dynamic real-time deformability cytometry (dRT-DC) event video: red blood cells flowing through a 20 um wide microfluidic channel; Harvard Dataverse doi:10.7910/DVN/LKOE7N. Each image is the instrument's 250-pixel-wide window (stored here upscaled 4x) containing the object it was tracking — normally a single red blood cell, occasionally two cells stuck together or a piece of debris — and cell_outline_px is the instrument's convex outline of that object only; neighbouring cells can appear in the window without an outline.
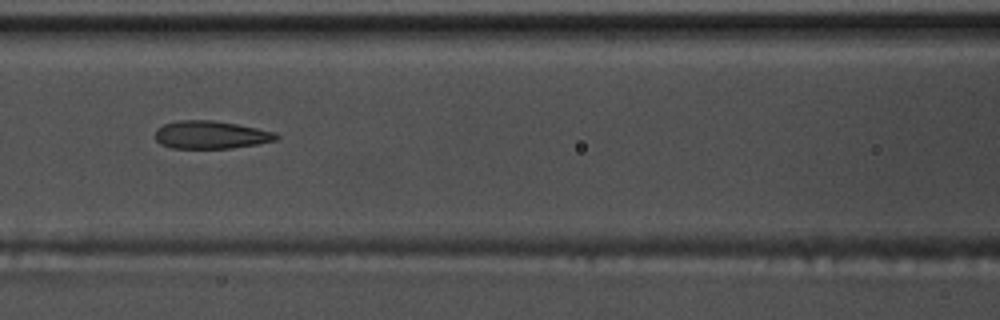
{"species": "common noctule bat (a hibernating species)", "species_latin": "Nyctalus noctula", "temperature_condition": "warm", "stored_images_in_passage": 54, "camera_frame_rate_fps": 3000, "um_per_image_px": 0.085, "animal": {"sex": "male", "body_mass_g": 17.5, "forearm_length_mm": 52.3}, "frame": {"image": 1, "passage_image": 24, "time_ms": 7.667, "image_size_px": [1000, 320], "cell_outline_px": [[280, 136], [276, 140], [256, 144], [232, 148], [172, 148], [160, 144], [156, 140], [156, 128], [164, 124], [180, 120], [212, 120], [236, 124], [276, 132]], "centroid_in_image_um": [17.91, 11.46], "position_along_channel_um": 148.7, "area_um2": 19.59}}
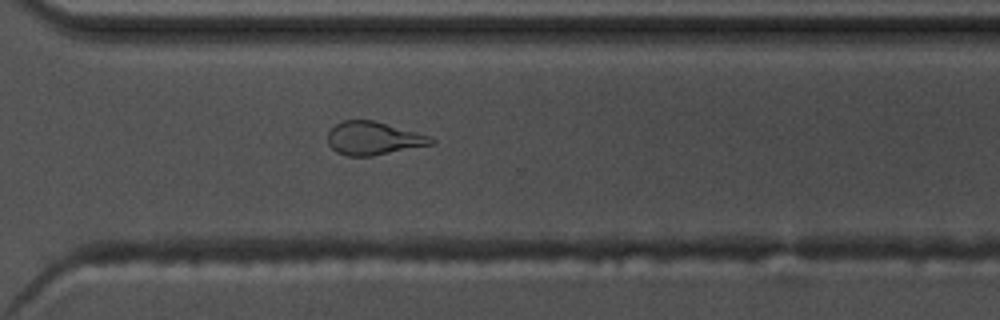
{"frame": {"image": 2, "passage_image": 39, "time_ms": 12.667, "image_size_px": [1000, 320], "cell_outline_px": [[436, 144], [372, 156], [348, 156], [336, 152], [328, 144], [328, 132], [336, 124], [344, 120], [372, 120], [432, 136], [436, 140]], "centroid_in_image_um": [31.78, 11.77], "position_along_channel_um": 338.8, "area_um2": 20.11}}
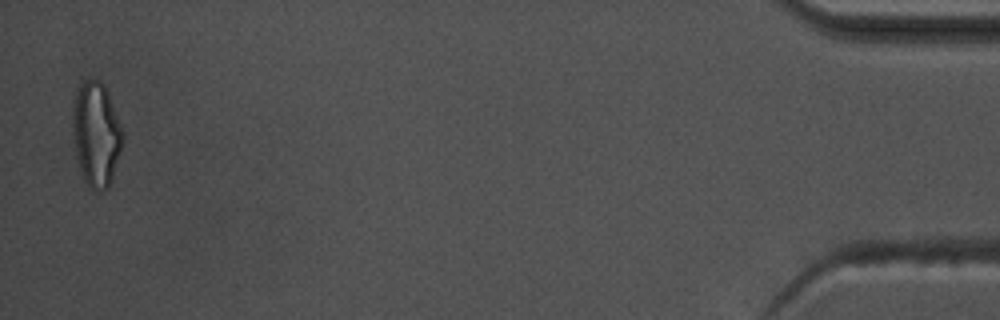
{"frame": {"image": 3, "passage_image": 53, "time_ms": 17.333, "image_size_px": [1000, 320], "cell_outline_px": [[124, 136], [112, 176], [108, 188], [100, 192], [92, 188], [84, 180], [80, 168], [72, 132], [72, 108], [76, 92], [80, 84], [84, 80], [100, 80], [104, 84]], "centroid_in_image_um": [8.15, 11.38], "position_along_channel_um": 427.1, "area_um2": 29.77}, "authors_computed_cell_mechanics": {"area_um2": 20.5479, "velocity_mm_per_s": 3.8121, "shape_relaxation_time_tau1_ms": 6.6458, "shape_relaxation_time_tau2_ms": 1.8585, "deformation_change_tau1": 0.2058, "deformation_change_tau2": 0.1142}}